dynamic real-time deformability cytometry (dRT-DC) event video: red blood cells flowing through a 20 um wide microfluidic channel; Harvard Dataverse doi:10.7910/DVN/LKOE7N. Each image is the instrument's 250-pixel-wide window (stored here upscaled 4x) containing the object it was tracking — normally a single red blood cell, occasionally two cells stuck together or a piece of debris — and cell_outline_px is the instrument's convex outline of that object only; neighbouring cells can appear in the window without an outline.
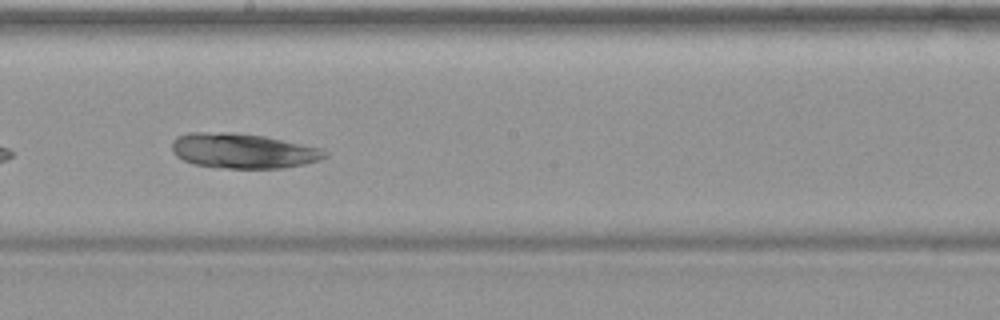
{"species": "common noctule bat (a hibernating species)", "species_latin": "Nyctalus noctula", "temperature_condition": "warm", "stored_images_in_passage": 23, "camera_frame_rate_fps": 3000, "um_per_image_px": 0.085, "animal": {"sex": "female", "body_mass_g": 19.9}, "frame": {"image": 1, "passage_image": 14, "time_ms": 4.333, "image_size_px": [1000, 320], "cell_outline_px": [[328, 156], [320, 160], [304, 164], [284, 168], [228, 168], [192, 164], [176, 156], [172, 148], [172, 140], [176, 136], [188, 132], [232, 132], [264, 136], [324, 148], [328, 152]], "centroid_in_image_um": [20.68, 12.81], "position_along_channel_um": 227.5, "area_um2": 31.44}}